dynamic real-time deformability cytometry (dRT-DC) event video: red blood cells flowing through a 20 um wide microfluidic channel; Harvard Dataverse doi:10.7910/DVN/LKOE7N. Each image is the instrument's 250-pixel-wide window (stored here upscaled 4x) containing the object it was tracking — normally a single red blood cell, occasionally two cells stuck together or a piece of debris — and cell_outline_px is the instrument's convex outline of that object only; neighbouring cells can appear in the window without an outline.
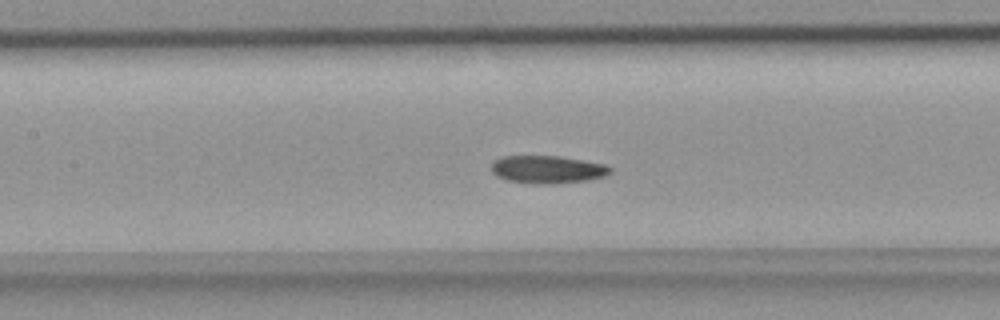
{"species": "common noctule bat (a hibernating species)", "species_latin": "Nyctalus noctula", "temperature_condition": "room temperature", "stored_images_in_passage": 49, "camera_frame_rate_fps": 3000, "um_per_image_px": 0.085, "animal": {"sex": "female", "body_mass_g": 18.4}, "frame": {"image": 1, "passage_image": 22, "time_ms": 7.0, "image_size_px": [1000, 320], "cell_outline_px": [[612, 172], [604, 176], [588, 180], [556, 184], [532, 184], [508, 180], [496, 176], [492, 172], [492, 164], [500, 156], [560, 156], [584, 160], [604, 164], [612, 168]], "centroid_in_image_um": [46.55, 14.41], "position_along_channel_um": 160.9, "area_um2": 19.36}}
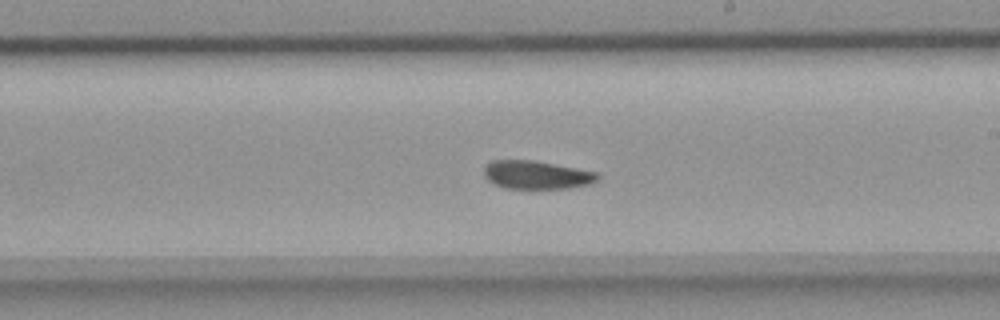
{"frame": {"image": 2, "passage_image": 28, "time_ms": 9.0, "image_size_px": [1000, 320], "cell_outline_px": [[600, 176], [596, 180], [588, 184], [568, 188], [504, 188], [488, 180], [484, 176], [484, 164], [492, 160], [532, 160], [600, 172]], "centroid_in_image_um": [45.6, 14.85], "position_along_channel_um": 243.4, "area_um2": 18.73}}